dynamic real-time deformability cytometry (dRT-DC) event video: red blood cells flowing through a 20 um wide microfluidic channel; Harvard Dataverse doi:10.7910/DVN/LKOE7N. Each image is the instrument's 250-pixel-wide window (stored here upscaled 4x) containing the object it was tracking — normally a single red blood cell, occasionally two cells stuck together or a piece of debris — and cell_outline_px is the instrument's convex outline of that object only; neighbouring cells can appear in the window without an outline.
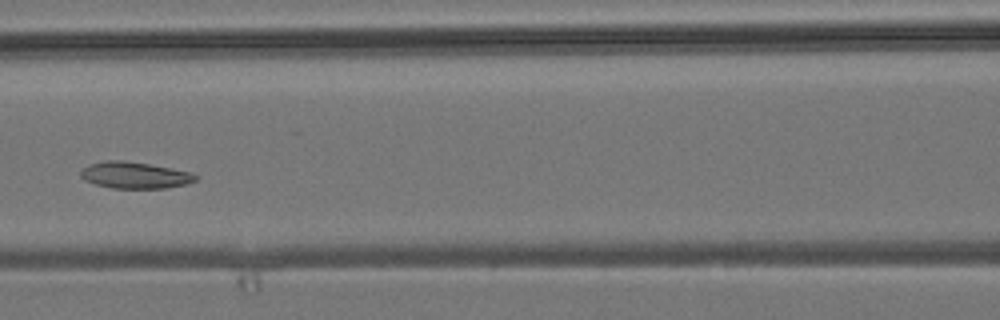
{"species": "common noctule bat (a hibernating species)", "species_latin": "Nyctalus noctula", "temperature_condition": "room temperature", "stored_images_in_passage": 6, "camera_frame_rate_fps": 3000, "um_per_image_px": 0.085, "animal": {"sex": "male", "body_mass_g": 19.2, "forearm_length_mm": 51.8}, "frame": {"image": 1, "passage_image": 5, "time_ms": 4.667, "image_size_px": [1000, 320], "cell_outline_px": [[200, 176], [196, 180], [188, 184], [168, 188], [112, 188], [96, 184], [84, 180], [80, 176], [80, 172], [88, 164], [104, 160], [120, 160], [148, 164], [188, 172]], "centroid_in_image_um": [11.44, 14.9], "position_along_channel_um": 155.2, "area_um2": 17.69}}
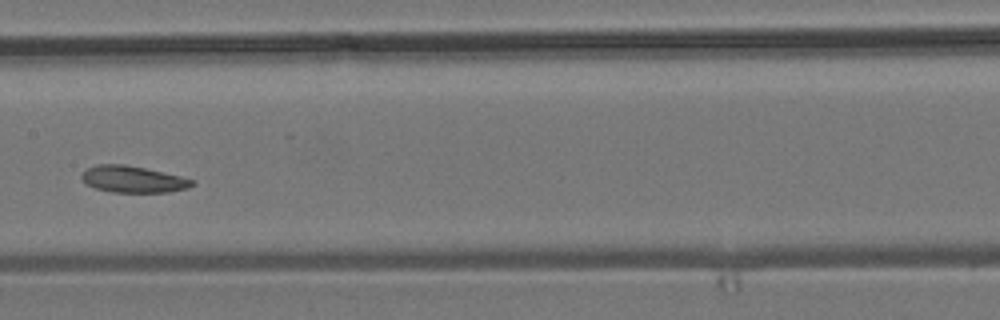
{"frame": {"image": 2, "passage_image": 6, "time_ms": 5.667, "image_size_px": [1000, 320], "cell_outline_px": [[196, 184], [188, 188], [168, 192], [112, 192], [96, 188], [88, 184], [80, 176], [88, 168], [96, 164], [124, 164], [144, 168], [180, 176], [196, 180]], "centroid_in_image_um": [11.35, 15.24], "position_along_channel_um": 196.0, "area_um2": 16.99}}